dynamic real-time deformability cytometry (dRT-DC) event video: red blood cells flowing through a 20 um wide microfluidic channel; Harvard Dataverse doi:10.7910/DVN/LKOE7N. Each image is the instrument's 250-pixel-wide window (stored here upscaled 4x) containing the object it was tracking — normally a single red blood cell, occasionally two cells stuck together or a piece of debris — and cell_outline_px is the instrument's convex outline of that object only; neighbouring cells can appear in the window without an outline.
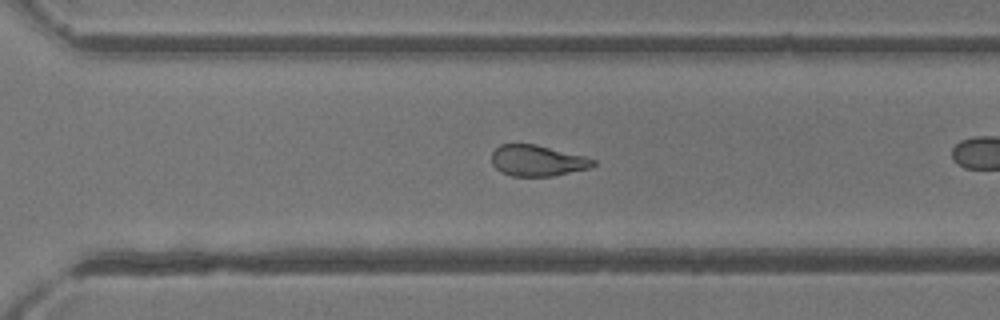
{"species": "common noctule bat (a hibernating species)", "species_latin": "Nyctalus noctula", "temperature_condition": "room temperature", "stored_images_in_passage": 28, "camera_frame_rate_fps": 3000, "um_per_image_px": 0.085, "animal": {"sex": "female"}, "frame": {"image": 1, "passage_image": 24, "time_ms": 7.667, "image_size_px": [1000, 320], "cell_outline_px": [[596, 164], [588, 168], [552, 176], [512, 176], [500, 172], [492, 164], [492, 152], [500, 144], [536, 144], [584, 156], [596, 160]], "centroid_in_image_um": [45.65, 13.65], "position_along_channel_um": 324.9, "area_um2": 18.26}}